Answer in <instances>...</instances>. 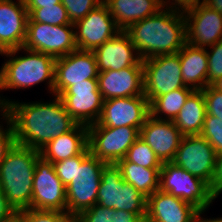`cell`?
<instances>
[{
  "instance_id": "cell-1",
  "label": "cell",
  "mask_w": 222,
  "mask_h": 222,
  "mask_svg": "<svg viewBox=\"0 0 222 222\" xmlns=\"http://www.w3.org/2000/svg\"><path fill=\"white\" fill-rule=\"evenodd\" d=\"M7 117L13 127L15 142L39 151L53 138L71 131L78 124L59 96L51 103L10 101Z\"/></svg>"
},
{
  "instance_id": "cell-2",
  "label": "cell",
  "mask_w": 222,
  "mask_h": 222,
  "mask_svg": "<svg viewBox=\"0 0 222 222\" xmlns=\"http://www.w3.org/2000/svg\"><path fill=\"white\" fill-rule=\"evenodd\" d=\"M169 8L172 9L166 7V10L139 20L124 30L142 60L178 53L187 43L184 12L173 9L174 6Z\"/></svg>"
},
{
  "instance_id": "cell-3",
  "label": "cell",
  "mask_w": 222,
  "mask_h": 222,
  "mask_svg": "<svg viewBox=\"0 0 222 222\" xmlns=\"http://www.w3.org/2000/svg\"><path fill=\"white\" fill-rule=\"evenodd\" d=\"M40 156L39 150L15 143L0 163V189L16 211L31 206L33 174Z\"/></svg>"
},
{
  "instance_id": "cell-4",
  "label": "cell",
  "mask_w": 222,
  "mask_h": 222,
  "mask_svg": "<svg viewBox=\"0 0 222 222\" xmlns=\"http://www.w3.org/2000/svg\"><path fill=\"white\" fill-rule=\"evenodd\" d=\"M21 49H24L29 55L14 58L12 55ZM0 54L7 55V57L12 56L0 70L1 90L30 87L49 79L48 87L53 92L55 57L23 47L3 51Z\"/></svg>"
},
{
  "instance_id": "cell-5",
  "label": "cell",
  "mask_w": 222,
  "mask_h": 222,
  "mask_svg": "<svg viewBox=\"0 0 222 222\" xmlns=\"http://www.w3.org/2000/svg\"><path fill=\"white\" fill-rule=\"evenodd\" d=\"M96 203L102 207L136 213L145 221L147 198L123 180L116 164L104 165Z\"/></svg>"
},
{
  "instance_id": "cell-6",
  "label": "cell",
  "mask_w": 222,
  "mask_h": 222,
  "mask_svg": "<svg viewBox=\"0 0 222 222\" xmlns=\"http://www.w3.org/2000/svg\"><path fill=\"white\" fill-rule=\"evenodd\" d=\"M106 163L91 153L75 163L74 179L66 186L67 213L78 216L96 204L101 172Z\"/></svg>"
},
{
  "instance_id": "cell-7",
  "label": "cell",
  "mask_w": 222,
  "mask_h": 222,
  "mask_svg": "<svg viewBox=\"0 0 222 222\" xmlns=\"http://www.w3.org/2000/svg\"><path fill=\"white\" fill-rule=\"evenodd\" d=\"M159 189L191 203L200 211L208 208L215 199L205 181L193 176L173 162L162 164Z\"/></svg>"
},
{
  "instance_id": "cell-8",
  "label": "cell",
  "mask_w": 222,
  "mask_h": 222,
  "mask_svg": "<svg viewBox=\"0 0 222 222\" xmlns=\"http://www.w3.org/2000/svg\"><path fill=\"white\" fill-rule=\"evenodd\" d=\"M87 128L90 153L106 164H116L123 159L128 149L140 137V130L130 126Z\"/></svg>"
},
{
  "instance_id": "cell-9",
  "label": "cell",
  "mask_w": 222,
  "mask_h": 222,
  "mask_svg": "<svg viewBox=\"0 0 222 222\" xmlns=\"http://www.w3.org/2000/svg\"><path fill=\"white\" fill-rule=\"evenodd\" d=\"M143 61L144 96L149 103L158 96L186 86L181 76L179 52Z\"/></svg>"
},
{
  "instance_id": "cell-10",
  "label": "cell",
  "mask_w": 222,
  "mask_h": 222,
  "mask_svg": "<svg viewBox=\"0 0 222 222\" xmlns=\"http://www.w3.org/2000/svg\"><path fill=\"white\" fill-rule=\"evenodd\" d=\"M29 209L67 212L66 187L56 175L53 163L42 156L35 164Z\"/></svg>"
},
{
  "instance_id": "cell-11",
  "label": "cell",
  "mask_w": 222,
  "mask_h": 222,
  "mask_svg": "<svg viewBox=\"0 0 222 222\" xmlns=\"http://www.w3.org/2000/svg\"><path fill=\"white\" fill-rule=\"evenodd\" d=\"M74 25H49L27 22L23 48L49 54L55 58L66 56L76 50L75 34L69 28Z\"/></svg>"
},
{
  "instance_id": "cell-12",
  "label": "cell",
  "mask_w": 222,
  "mask_h": 222,
  "mask_svg": "<svg viewBox=\"0 0 222 222\" xmlns=\"http://www.w3.org/2000/svg\"><path fill=\"white\" fill-rule=\"evenodd\" d=\"M59 97L78 124L89 126L99 120L104 99L98 89V79H87L71 85Z\"/></svg>"
},
{
  "instance_id": "cell-13",
  "label": "cell",
  "mask_w": 222,
  "mask_h": 222,
  "mask_svg": "<svg viewBox=\"0 0 222 222\" xmlns=\"http://www.w3.org/2000/svg\"><path fill=\"white\" fill-rule=\"evenodd\" d=\"M216 159L215 149L204 137L186 135L182 137L172 162L210 186Z\"/></svg>"
},
{
  "instance_id": "cell-14",
  "label": "cell",
  "mask_w": 222,
  "mask_h": 222,
  "mask_svg": "<svg viewBox=\"0 0 222 222\" xmlns=\"http://www.w3.org/2000/svg\"><path fill=\"white\" fill-rule=\"evenodd\" d=\"M74 27L78 29L74 32L77 49L87 51H93L122 31L104 2L75 22Z\"/></svg>"
},
{
  "instance_id": "cell-15",
  "label": "cell",
  "mask_w": 222,
  "mask_h": 222,
  "mask_svg": "<svg viewBox=\"0 0 222 222\" xmlns=\"http://www.w3.org/2000/svg\"><path fill=\"white\" fill-rule=\"evenodd\" d=\"M149 115V101L144 95L111 98L103 102L99 120L89 126H130L140 130Z\"/></svg>"
},
{
  "instance_id": "cell-16",
  "label": "cell",
  "mask_w": 222,
  "mask_h": 222,
  "mask_svg": "<svg viewBox=\"0 0 222 222\" xmlns=\"http://www.w3.org/2000/svg\"><path fill=\"white\" fill-rule=\"evenodd\" d=\"M97 77L94 53L76 49L66 56L56 58L53 93L60 96L69 86Z\"/></svg>"
},
{
  "instance_id": "cell-17",
  "label": "cell",
  "mask_w": 222,
  "mask_h": 222,
  "mask_svg": "<svg viewBox=\"0 0 222 222\" xmlns=\"http://www.w3.org/2000/svg\"><path fill=\"white\" fill-rule=\"evenodd\" d=\"M184 14L188 44L204 48L222 40V15L219 12L202 3L187 9Z\"/></svg>"
},
{
  "instance_id": "cell-18",
  "label": "cell",
  "mask_w": 222,
  "mask_h": 222,
  "mask_svg": "<svg viewBox=\"0 0 222 222\" xmlns=\"http://www.w3.org/2000/svg\"><path fill=\"white\" fill-rule=\"evenodd\" d=\"M98 89L104 101L118 97L144 95L143 61L118 71L98 72Z\"/></svg>"
},
{
  "instance_id": "cell-19",
  "label": "cell",
  "mask_w": 222,
  "mask_h": 222,
  "mask_svg": "<svg viewBox=\"0 0 222 222\" xmlns=\"http://www.w3.org/2000/svg\"><path fill=\"white\" fill-rule=\"evenodd\" d=\"M183 135L173 121L149 115L140 128V138L154 151L162 163L172 162Z\"/></svg>"
},
{
  "instance_id": "cell-20",
  "label": "cell",
  "mask_w": 222,
  "mask_h": 222,
  "mask_svg": "<svg viewBox=\"0 0 222 222\" xmlns=\"http://www.w3.org/2000/svg\"><path fill=\"white\" fill-rule=\"evenodd\" d=\"M199 211L191 203L158 189L147 198L145 222H194Z\"/></svg>"
},
{
  "instance_id": "cell-21",
  "label": "cell",
  "mask_w": 222,
  "mask_h": 222,
  "mask_svg": "<svg viewBox=\"0 0 222 222\" xmlns=\"http://www.w3.org/2000/svg\"><path fill=\"white\" fill-rule=\"evenodd\" d=\"M0 0V52L23 47L28 21L25 1Z\"/></svg>"
},
{
  "instance_id": "cell-22",
  "label": "cell",
  "mask_w": 222,
  "mask_h": 222,
  "mask_svg": "<svg viewBox=\"0 0 222 222\" xmlns=\"http://www.w3.org/2000/svg\"><path fill=\"white\" fill-rule=\"evenodd\" d=\"M136 47L131 42L125 31H120L115 37L94 49L98 72L106 70L118 71L137 65L142 59L138 55L134 57Z\"/></svg>"
},
{
  "instance_id": "cell-23",
  "label": "cell",
  "mask_w": 222,
  "mask_h": 222,
  "mask_svg": "<svg viewBox=\"0 0 222 222\" xmlns=\"http://www.w3.org/2000/svg\"><path fill=\"white\" fill-rule=\"evenodd\" d=\"M121 30L155 15L166 4L164 0H103Z\"/></svg>"
},
{
  "instance_id": "cell-24",
  "label": "cell",
  "mask_w": 222,
  "mask_h": 222,
  "mask_svg": "<svg viewBox=\"0 0 222 222\" xmlns=\"http://www.w3.org/2000/svg\"><path fill=\"white\" fill-rule=\"evenodd\" d=\"M88 147V128L77 124L71 131L53 138L40 155L52 163L81 154Z\"/></svg>"
},
{
  "instance_id": "cell-25",
  "label": "cell",
  "mask_w": 222,
  "mask_h": 222,
  "mask_svg": "<svg viewBox=\"0 0 222 222\" xmlns=\"http://www.w3.org/2000/svg\"><path fill=\"white\" fill-rule=\"evenodd\" d=\"M181 76L184 84L194 90L207 87L208 56L205 48L186 43L179 51ZM197 82V84H196Z\"/></svg>"
},
{
  "instance_id": "cell-26",
  "label": "cell",
  "mask_w": 222,
  "mask_h": 222,
  "mask_svg": "<svg viewBox=\"0 0 222 222\" xmlns=\"http://www.w3.org/2000/svg\"><path fill=\"white\" fill-rule=\"evenodd\" d=\"M206 116V105L202 90H194L186 99L173 123L183 136L200 135Z\"/></svg>"
},
{
  "instance_id": "cell-27",
  "label": "cell",
  "mask_w": 222,
  "mask_h": 222,
  "mask_svg": "<svg viewBox=\"0 0 222 222\" xmlns=\"http://www.w3.org/2000/svg\"><path fill=\"white\" fill-rule=\"evenodd\" d=\"M116 165L121 170L123 180L146 198L159 189L161 168H144L124 159L119 160Z\"/></svg>"
},
{
  "instance_id": "cell-28",
  "label": "cell",
  "mask_w": 222,
  "mask_h": 222,
  "mask_svg": "<svg viewBox=\"0 0 222 222\" xmlns=\"http://www.w3.org/2000/svg\"><path fill=\"white\" fill-rule=\"evenodd\" d=\"M193 91L192 87H183L155 97L149 103L150 115L156 119H160L161 117L159 116L158 118L157 115L164 113L166 117L168 116L167 120L173 121Z\"/></svg>"
},
{
  "instance_id": "cell-29",
  "label": "cell",
  "mask_w": 222,
  "mask_h": 222,
  "mask_svg": "<svg viewBox=\"0 0 222 222\" xmlns=\"http://www.w3.org/2000/svg\"><path fill=\"white\" fill-rule=\"evenodd\" d=\"M77 217L80 222H145L136 213L102 207L97 203Z\"/></svg>"
},
{
  "instance_id": "cell-30",
  "label": "cell",
  "mask_w": 222,
  "mask_h": 222,
  "mask_svg": "<svg viewBox=\"0 0 222 222\" xmlns=\"http://www.w3.org/2000/svg\"><path fill=\"white\" fill-rule=\"evenodd\" d=\"M27 22H39L49 25H74L69 20L67 10L60 2L59 4L33 9L28 14Z\"/></svg>"
},
{
  "instance_id": "cell-31",
  "label": "cell",
  "mask_w": 222,
  "mask_h": 222,
  "mask_svg": "<svg viewBox=\"0 0 222 222\" xmlns=\"http://www.w3.org/2000/svg\"><path fill=\"white\" fill-rule=\"evenodd\" d=\"M123 159L144 168H162L163 164L149 145L140 137L128 149Z\"/></svg>"
},
{
  "instance_id": "cell-32",
  "label": "cell",
  "mask_w": 222,
  "mask_h": 222,
  "mask_svg": "<svg viewBox=\"0 0 222 222\" xmlns=\"http://www.w3.org/2000/svg\"><path fill=\"white\" fill-rule=\"evenodd\" d=\"M200 135L210 143L217 154L222 153V118L206 114Z\"/></svg>"
},
{
  "instance_id": "cell-33",
  "label": "cell",
  "mask_w": 222,
  "mask_h": 222,
  "mask_svg": "<svg viewBox=\"0 0 222 222\" xmlns=\"http://www.w3.org/2000/svg\"><path fill=\"white\" fill-rule=\"evenodd\" d=\"M89 154L90 150L89 147H87L79 155L53 163L56 175L65 187L74 179L75 163H81Z\"/></svg>"
},
{
  "instance_id": "cell-34",
  "label": "cell",
  "mask_w": 222,
  "mask_h": 222,
  "mask_svg": "<svg viewBox=\"0 0 222 222\" xmlns=\"http://www.w3.org/2000/svg\"><path fill=\"white\" fill-rule=\"evenodd\" d=\"M103 0H61L67 10L71 23L83 19L89 12L101 4Z\"/></svg>"
},
{
  "instance_id": "cell-35",
  "label": "cell",
  "mask_w": 222,
  "mask_h": 222,
  "mask_svg": "<svg viewBox=\"0 0 222 222\" xmlns=\"http://www.w3.org/2000/svg\"><path fill=\"white\" fill-rule=\"evenodd\" d=\"M209 47L213 50L211 53L206 51L208 56L207 86L222 77V40Z\"/></svg>"
},
{
  "instance_id": "cell-36",
  "label": "cell",
  "mask_w": 222,
  "mask_h": 222,
  "mask_svg": "<svg viewBox=\"0 0 222 222\" xmlns=\"http://www.w3.org/2000/svg\"><path fill=\"white\" fill-rule=\"evenodd\" d=\"M70 217L67 212L24 209V222H66Z\"/></svg>"
},
{
  "instance_id": "cell-37",
  "label": "cell",
  "mask_w": 222,
  "mask_h": 222,
  "mask_svg": "<svg viewBox=\"0 0 222 222\" xmlns=\"http://www.w3.org/2000/svg\"><path fill=\"white\" fill-rule=\"evenodd\" d=\"M206 114L222 118V91L213 85H208L203 90Z\"/></svg>"
},
{
  "instance_id": "cell-38",
  "label": "cell",
  "mask_w": 222,
  "mask_h": 222,
  "mask_svg": "<svg viewBox=\"0 0 222 222\" xmlns=\"http://www.w3.org/2000/svg\"><path fill=\"white\" fill-rule=\"evenodd\" d=\"M7 121V124L9 125L8 129L4 131L2 130V126H0V163L4 160L6 157V154L8 151L13 147L15 142V136L13 127L8 119V117L5 118Z\"/></svg>"
},
{
  "instance_id": "cell-39",
  "label": "cell",
  "mask_w": 222,
  "mask_h": 222,
  "mask_svg": "<svg viewBox=\"0 0 222 222\" xmlns=\"http://www.w3.org/2000/svg\"><path fill=\"white\" fill-rule=\"evenodd\" d=\"M28 14L36 8L59 4L61 0H24Z\"/></svg>"
},
{
  "instance_id": "cell-40",
  "label": "cell",
  "mask_w": 222,
  "mask_h": 222,
  "mask_svg": "<svg viewBox=\"0 0 222 222\" xmlns=\"http://www.w3.org/2000/svg\"><path fill=\"white\" fill-rule=\"evenodd\" d=\"M15 210L12 206L7 202V199L0 189V222L10 216Z\"/></svg>"
},
{
  "instance_id": "cell-41",
  "label": "cell",
  "mask_w": 222,
  "mask_h": 222,
  "mask_svg": "<svg viewBox=\"0 0 222 222\" xmlns=\"http://www.w3.org/2000/svg\"><path fill=\"white\" fill-rule=\"evenodd\" d=\"M204 3V0H202V2H200V0H175V4L180 6V7H176L175 5V10H179V8L184 12L187 9H190L192 7H195L199 4Z\"/></svg>"
},
{
  "instance_id": "cell-42",
  "label": "cell",
  "mask_w": 222,
  "mask_h": 222,
  "mask_svg": "<svg viewBox=\"0 0 222 222\" xmlns=\"http://www.w3.org/2000/svg\"><path fill=\"white\" fill-rule=\"evenodd\" d=\"M1 222H24V210H15L10 216Z\"/></svg>"
},
{
  "instance_id": "cell-43",
  "label": "cell",
  "mask_w": 222,
  "mask_h": 222,
  "mask_svg": "<svg viewBox=\"0 0 222 222\" xmlns=\"http://www.w3.org/2000/svg\"><path fill=\"white\" fill-rule=\"evenodd\" d=\"M204 4L222 15V0H204Z\"/></svg>"
},
{
  "instance_id": "cell-44",
  "label": "cell",
  "mask_w": 222,
  "mask_h": 222,
  "mask_svg": "<svg viewBox=\"0 0 222 222\" xmlns=\"http://www.w3.org/2000/svg\"><path fill=\"white\" fill-rule=\"evenodd\" d=\"M203 211H199L194 219V222H222V218L217 219H210V220H203L201 219L200 215Z\"/></svg>"
},
{
  "instance_id": "cell-45",
  "label": "cell",
  "mask_w": 222,
  "mask_h": 222,
  "mask_svg": "<svg viewBox=\"0 0 222 222\" xmlns=\"http://www.w3.org/2000/svg\"><path fill=\"white\" fill-rule=\"evenodd\" d=\"M1 89V88H0ZM9 104V101L0 100V107L3 109V117H7V105Z\"/></svg>"
},
{
  "instance_id": "cell-46",
  "label": "cell",
  "mask_w": 222,
  "mask_h": 222,
  "mask_svg": "<svg viewBox=\"0 0 222 222\" xmlns=\"http://www.w3.org/2000/svg\"><path fill=\"white\" fill-rule=\"evenodd\" d=\"M212 85H213L216 89L222 91V77H220L218 80H216Z\"/></svg>"
},
{
  "instance_id": "cell-47",
  "label": "cell",
  "mask_w": 222,
  "mask_h": 222,
  "mask_svg": "<svg viewBox=\"0 0 222 222\" xmlns=\"http://www.w3.org/2000/svg\"><path fill=\"white\" fill-rule=\"evenodd\" d=\"M66 222H80L77 216H71Z\"/></svg>"
}]
</instances>
